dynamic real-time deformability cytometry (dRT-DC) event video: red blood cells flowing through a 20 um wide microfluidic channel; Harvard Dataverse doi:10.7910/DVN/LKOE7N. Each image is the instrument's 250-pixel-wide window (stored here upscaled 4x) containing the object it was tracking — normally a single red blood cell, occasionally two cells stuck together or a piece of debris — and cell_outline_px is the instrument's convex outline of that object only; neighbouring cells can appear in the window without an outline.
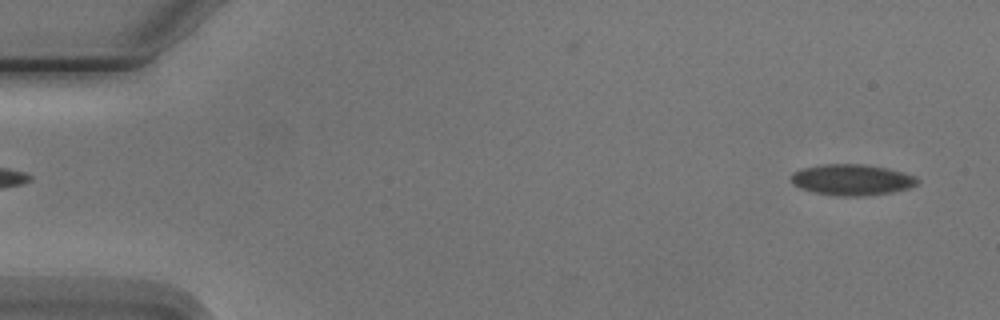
{"species": "Egyptian fruit bat (a non-hibernating species)", "species_latin": "Rousettus aegyptiacus", "temperature_condition": "cold", "stored_images_in_passage": 5, "segment_of_instrument_passage": [2, 2], "camera_frame_rate_fps": 3000, "um_per_image_px": 0.085, "animal": {"sex": "male"}, "frame": {"image": 1, "passage_image": 5, "time_ms": 4.667, "image_size_px": [1000, 320], "cell_outline_px": [[920, 180], [916, 184], [908, 188], [892, 192], [860, 196], [840, 196], [812, 192], [800, 188], [792, 184], [792, 172], [804, 168], [820, 164], [864, 164], [888, 168], [904, 172], [916, 176]], "centroid_in_image_um": [72.41, 15.27], "position_along_channel_um": 12.6, "area_um2": 22.89}}